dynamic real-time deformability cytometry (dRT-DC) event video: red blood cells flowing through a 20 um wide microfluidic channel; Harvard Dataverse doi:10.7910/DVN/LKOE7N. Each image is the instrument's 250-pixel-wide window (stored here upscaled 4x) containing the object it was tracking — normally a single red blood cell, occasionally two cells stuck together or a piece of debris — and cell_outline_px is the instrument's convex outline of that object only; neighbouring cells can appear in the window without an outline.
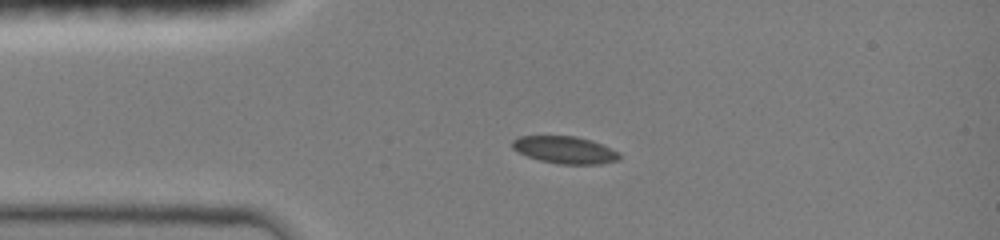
{"species": "common noctule bat (a hibernating species)", "species_latin": "Nyctalus noctula", "temperature_condition": "room temperature", "stored_images_in_passage": 38, "camera_frame_rate_fps": 3000, "um_per_image_px": 0.085, "animal": {"sex": "female", "body_mass_g": 19.0, "forearm_length_mm": 51.5}, "frame": {"image": 1, "passage_image": 1, "time_ms": 0.0, "image_size_px": [1000, 240], "cell_outline_px": [[620, 160], [600, 164], [560, 164], [540, 160], [528, 156], [512, 148], [512, 140], [520, 136], [576, 136], [592, 140], [620, 152]], "centroid_in_image_um": [48.05, 12.74], "position_along_channel_um": 36.9, "area_um2": 16.99}}
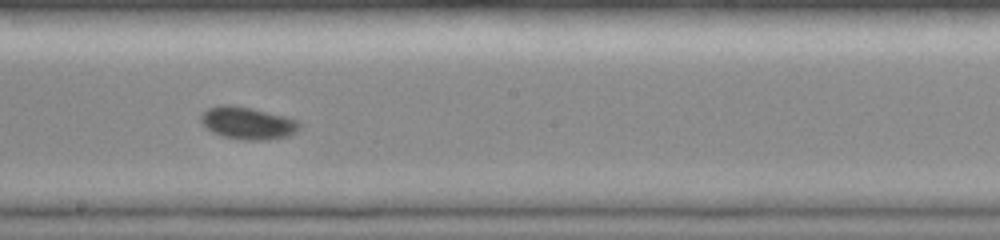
{"frame": {"image": 2, "passage_image": 17, "time_ms": 5.333, "image_size_px": [1000, 240], "cell_outline_px": [[300, 128], [296, 132], [288, 136], [268, 140], [244, 140], [224, 136], [212, 132], [204, 128], [200, 120], [200, 112], [208, 108], [220, 104], [232, 104], [252, 108], [300, 120]], "centroid_in_image_um": [21.02, 10.45], "position_along_channel_um": 227.2, "area_um2": 18.96}}
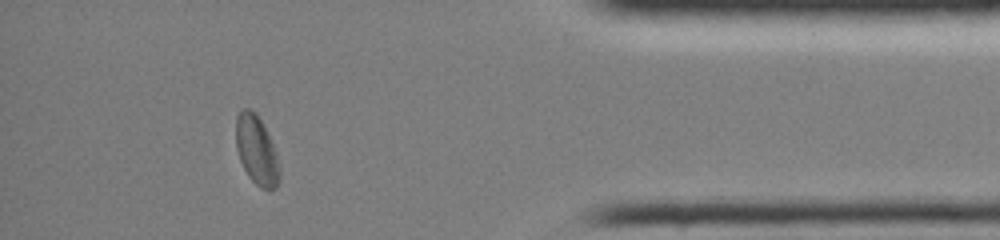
{"frame": {"image": 3, "passage_image": 33, "time_ms": 10.667, "image_size_px": [1000, 240], "cell_outline_px": [[280, 180], [276, 188], [260, 188], [248, 176], [240, 160], [236, 148], [236, 116], [240, 108], [248, 108], [256, 112], [276, 152], [280, 164]], "centroid_in_image_um": [21.8, 12.77], "position_along_channel_um": 413.4, "area_um2": 17.51}, "authors_computed_cell_mechanics": {"area_um2": 17.629, "velocity_mm_per_s": 3.9982, "shape_relaxation_time_tau1_ms": 4.7035, "shape_relaxation_time_tau2_ms": 4.6936, "deformation_change_tau1": 0.0743, "deformation_change_tau2": 0.0606}}